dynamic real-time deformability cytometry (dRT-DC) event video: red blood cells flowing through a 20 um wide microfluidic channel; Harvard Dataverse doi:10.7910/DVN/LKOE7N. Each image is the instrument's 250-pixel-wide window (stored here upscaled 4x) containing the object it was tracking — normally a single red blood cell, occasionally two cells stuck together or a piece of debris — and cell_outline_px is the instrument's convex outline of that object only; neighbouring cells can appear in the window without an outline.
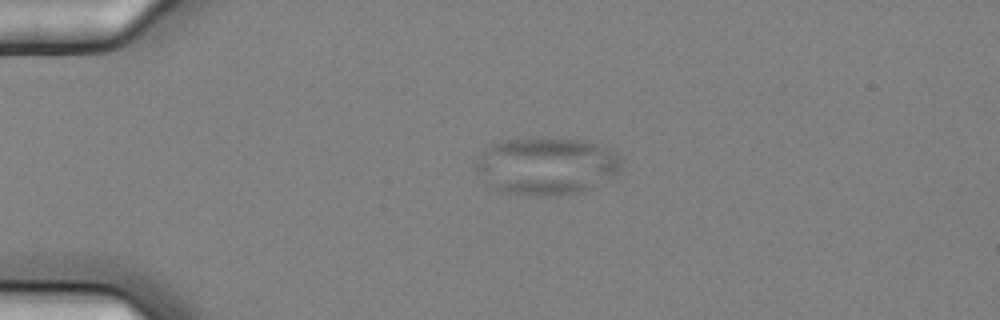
{"species": "common noctule bat (a hibernating species)", "species_latin": "Nyctalus noctula", "temperature_condition": "cold", "stored_images_in_passage": 2, "camera_frame_rate_fps": 3000, "um_per_image_px": 0.085, "animal": {"sex": "female", "body_mass_g": 25.1}, "frame": {"image": 1, "passage_image": 1, "time_ms": 0.0, "image_size_px": [1000, 320], "cell_outline_px": [[624, 160], [620, 172], [616, 176], [576, 192], [560, 196], [528, 196], [500, 192], [484, 184], [476, 168], [476, 156], [484, 148], [500, 140], [544, 136], [588, 140], [608, 148]], "centroid_in_image_um": [46.41, 14.08], "position_along_channel_um": 38.6, "area_um2": 50.11}}